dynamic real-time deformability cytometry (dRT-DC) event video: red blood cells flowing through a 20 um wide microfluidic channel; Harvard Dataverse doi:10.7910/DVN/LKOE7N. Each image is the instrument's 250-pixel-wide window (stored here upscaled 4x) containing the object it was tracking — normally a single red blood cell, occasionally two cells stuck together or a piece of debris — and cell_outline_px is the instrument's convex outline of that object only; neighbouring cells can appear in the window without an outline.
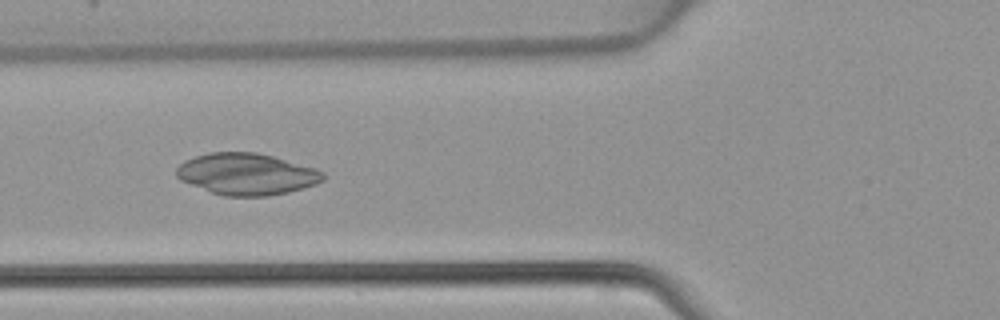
{"species": "common noctule bat (a hibernating species)", "species_latin": "Nyctalus noctula", "temperature_condition": "warm", "stored_images_in_passage": 46, "camera_frame_rate_fps": 3000, "um_per_image_px": 0.085, "animal": {"sex": "female", "body_mass_g": 22.7, "forearm_length_mm": 54.2}, "frame": {"image": 1, "passage_image": 17, "time_ms": 5.333, "image_size_px": [1000, 320], "cell_outline_px": [[324, 180], [316, 184], [288, 192], [268, 196], [224, 196], [212, 192], [180, 180], [176, 176], [176, 168], [184, 160], [208, 152], [256, 152], [272, 156], [316, 168], [324, 172]], "centroid_in_image_um": [20.96, 14.79], "position_along_channel_um": 104.8, "area_um2": 35.49}}
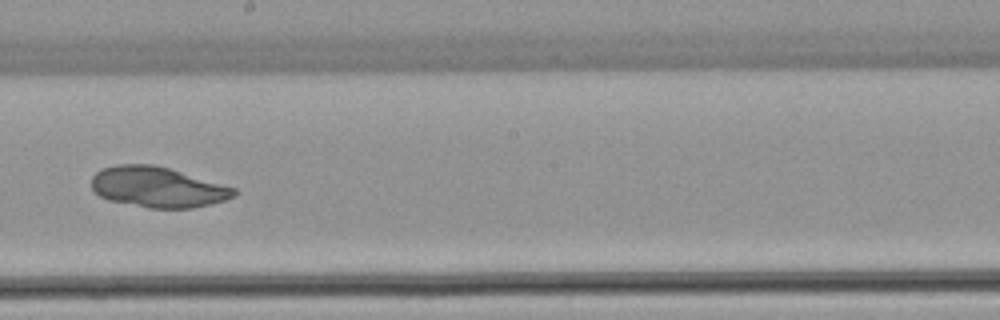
{"frame": {"image": 2, "passage_image": 26, "time_ms": 8.333, "image_size_px": [1000, 320], "cell_outline_px": [[236, 192], [232, 196], [224, 200], [192, 208], [148, 208], [108, 200], [100, 196], [92, 188], [92, 176], [100, 168], [116, 164], [152, 164], [168, 168], [236, 188]], "centroid_in_image_um": [13.34, 15.9], "position_along_channel_um": 234.9, "area_um2": 33.41}}
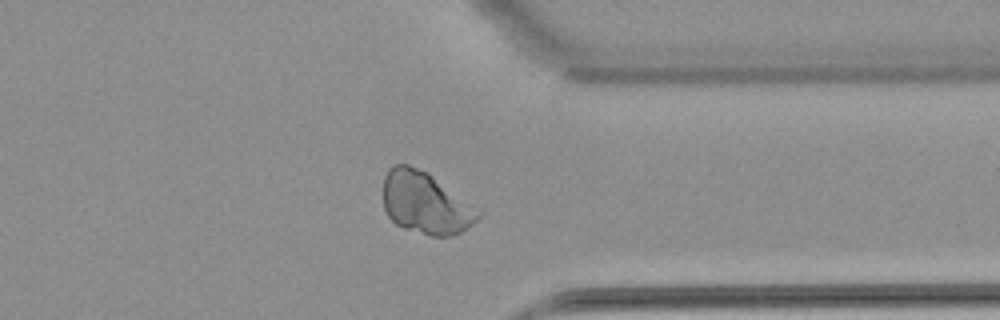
{"frame": {"image": 3, "passage_image": 36, "time_ms": 11.667, "image_size_px": [1000, 320], "cell_outline_px": [[484, 212], [472, 224], [460, 232], [452, 236], [432, 236], [404, 228], [396, 224], [388, 216], [384, 208], [384, 176], [388, 168], [392, 164], [408, 164], [428, 172], [484, 208]], "centroid_in_image_um": [36.25, 17.23], "position_along_channel_um": 375.1, "area_um2": 35.26}}